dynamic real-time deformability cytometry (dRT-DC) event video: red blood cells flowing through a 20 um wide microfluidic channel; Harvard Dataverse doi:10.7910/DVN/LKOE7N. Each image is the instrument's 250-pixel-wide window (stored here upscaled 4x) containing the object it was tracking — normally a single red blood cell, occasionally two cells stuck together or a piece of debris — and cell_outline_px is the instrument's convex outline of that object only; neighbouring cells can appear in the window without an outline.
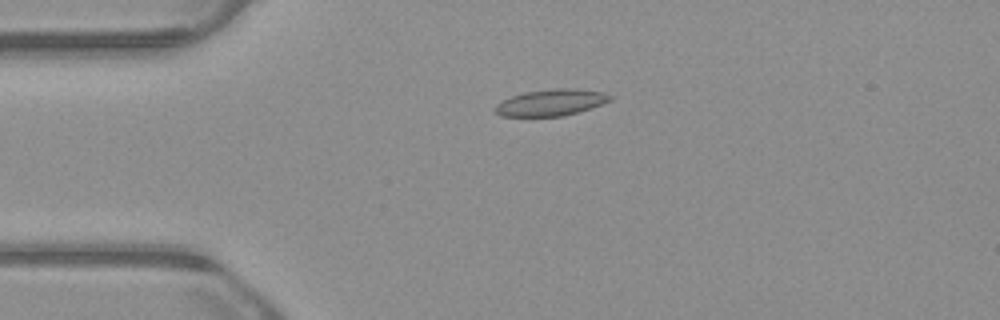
{"species": "common noctule bat (a hibernating species)", "species_latin": "Nyctalus noctula", "temperature_condition": "warm", "stored_images_in_passage": 53, "camera_frame_rate_fps": 3000, "um_per_image_px": 0.085, "animal": {"sex": "male", "body_mass_g": 23.1, "forearm_length_mm": 52.7}, "frame": {"image": 1, "passage_image": 12, "time_ms": 3.667, "image_size_px": [1000, 320], "cell_outline_px": [[612, 100], [564, 116], [500, 116], [492, 112], [496, 104], [512, 96], [524, 92], [556, 88], [576, 88], [604, 92], [612, 96]], "centroid_in_image_um": [46.8, 8.71], "position_along_channel_um": 38.2, "area_um2": 17.69}}
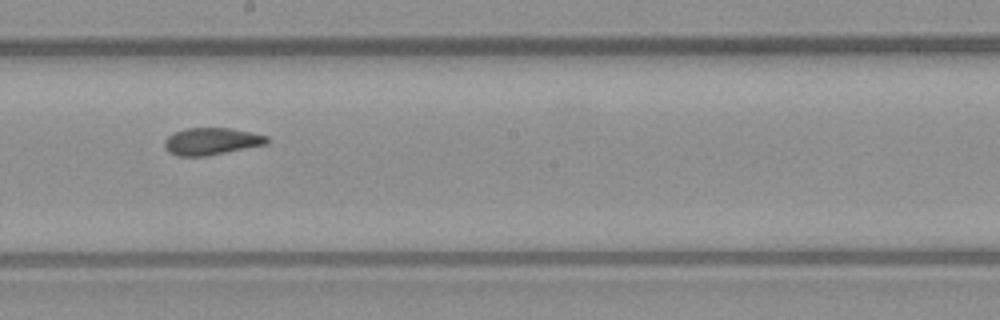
{"frame": {"image": 2, "passage_image": 29, "time_ms": 9.333, "image_size_px": [1000, 320], "cell_outline_px": [[272, 140], [268, 144], [208, 156], [180, 156], [168, 152], [164, 148], [164, 140], [172, 132], [184, 128], [232, 128], [268, 136]], "centroid_in_image_um": [17.99, 12.01], "position_along_channel_um": 230.2, "area_um2": 16.53}}
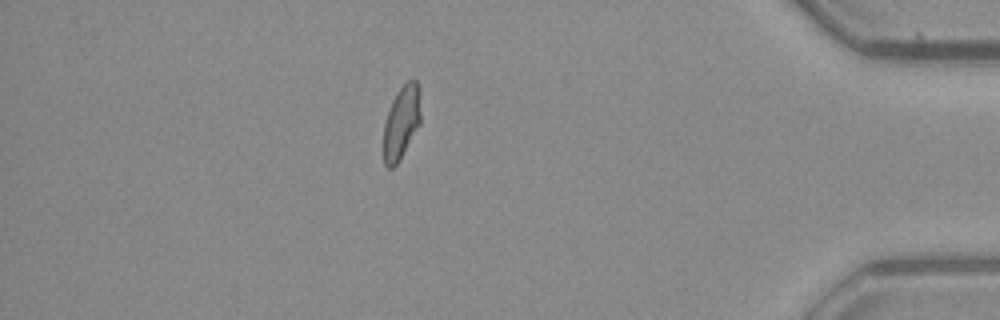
{"frame": {"image": 3, "passage_image": 46, "time_ms": 15.0, "image_size_px": [1000, 320], "cell_outline_px": [[420, 124], [396, 164], [392, 168], [388, 168], [384, 164], [384, 124], [392, 100], [396, 92], [408, 80], [416, 80], [420, 88]], "centroid_in_image_um": [34.13, 10.36], "position_along_channel_um": 401.1, "area_um2": 15.66}, "authors_computed_cell_mechanics": {"area_um2": 16.9932, "velocity_mm_per_s": 3.8599, "shape_relaxation_time_tau1_ms": null, "shape_relaxation_time_tau2_ms": 1.665, "deformation_change_tau1": null, "deformation_change_tau2": 0.0691}}